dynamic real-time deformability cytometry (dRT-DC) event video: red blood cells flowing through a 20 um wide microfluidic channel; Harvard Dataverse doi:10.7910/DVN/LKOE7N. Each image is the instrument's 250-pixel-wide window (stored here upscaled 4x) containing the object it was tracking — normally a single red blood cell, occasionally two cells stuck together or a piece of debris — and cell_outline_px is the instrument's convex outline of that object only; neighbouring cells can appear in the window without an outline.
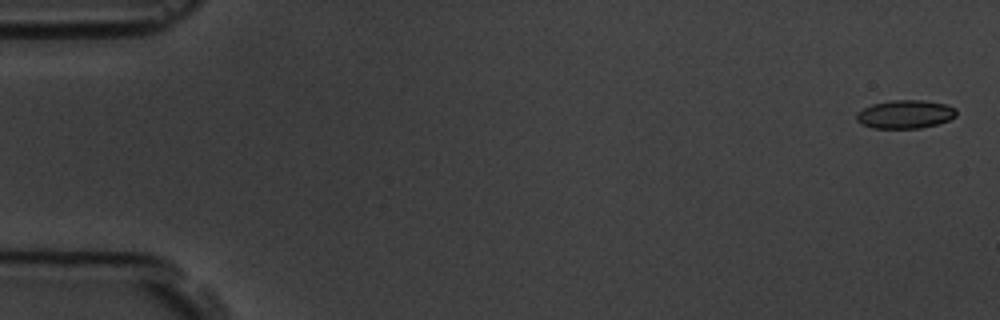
{"species": "common noctule bat (a hibernating species)", "species_latin": "Nyctalus noctula", "temperature_condition": "room temperature", "stored_images_in_passage": 8, "camera_frame_rate_fps": 3000, "um_per_image_px": 0.085, "animal": {"sex": "male", "body_mass_g": 19.5, "forearm_length_mm": 54.6}, "frame": {"image": 1, "passage_image": 1, "time_ms": 0.0, "image_size_px": [1000, 320], "cell_outline_px": [[956, 116], [948, 120], [936, 124], [920, 128], [872, 128], [860, 124], [856, 120], [856, 112], [872, 104], [892, 100], [920, 100], [944, 104], [956, 108]], "centroid_in_image_um": [76.9, 9.71], "position_along_channel_um": 8.1, "area_um2": 16.47}}
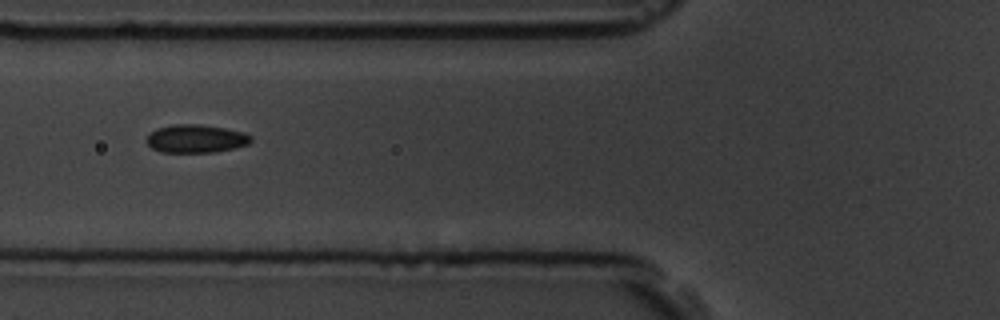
{"frame": {"image": 2, "passage_image": 6, "time_ms": 6.667, "image_size_px": [1000, 320], "cell_outline_px": [[252, 140], [248, 144], [216, 152], [160, 152], [152, 148], [144, 140], [156, 128], [172, 124], [200, 124], [224, 128], [244, 132], [252, 136]], "centroid_in_image_um": [16.64, 11.78], "position_along_channel_um": 109.2, "area_um2": 17.17}}
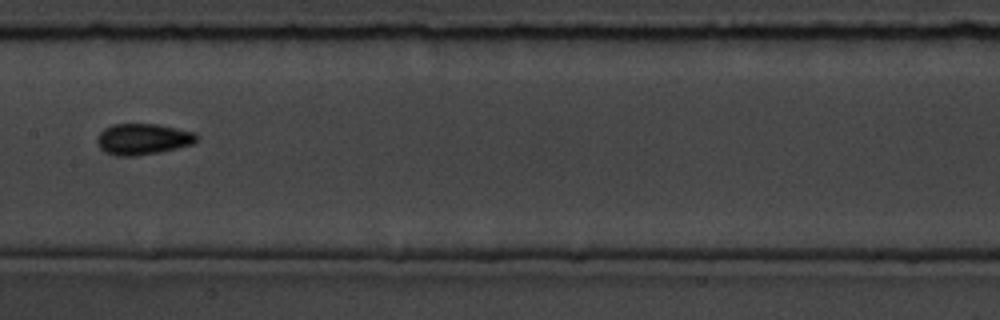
{"frame": {"image": 3, "passage_image": 8, "time_ms": 9.0, "image_size_px": [1000, 320], "cell_outline_px": [[196, 140], [192, 144], [160, 152], [136, 156], [116, 156], [104, 152], [100, 148], [96, 140], [100, 132], [104, 128], [112, 124], [156, 124], [196, 132]], "centroid_in_image_um": [12.11, 11.83], "position_along_channel_um": 195.3, "area_um2": 18.03}}